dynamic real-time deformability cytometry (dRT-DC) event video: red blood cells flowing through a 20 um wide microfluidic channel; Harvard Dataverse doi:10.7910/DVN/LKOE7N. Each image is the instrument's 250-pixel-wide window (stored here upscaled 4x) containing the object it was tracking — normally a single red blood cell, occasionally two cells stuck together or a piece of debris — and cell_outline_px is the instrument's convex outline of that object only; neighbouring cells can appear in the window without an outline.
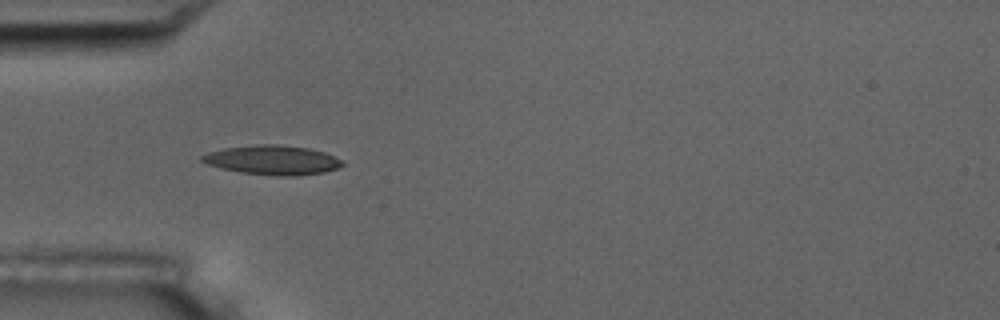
{"species": "common noctule bat (a hibernating species)", "species_latin": "Nyctalus noctula", "temperature_condition": "room temperature", "stored_images_in_passage": 39, "camera_frame_rate_fps": 3000, "um_per_image_px": 0.085, "animal": {"sex": "male", "body_mass_g": 17.5, "forearm_length_mm": 52.3}, "frame": {"image": 1, "passage_image": 1, "time_ms": 0.0, "image_size_px": [1000, 320], "cell_outline_px": [[344, 164], [336, 168], [324, 172], [296, 176], [280, 176], [240, 172], [220, 168], [208, 164], [200, 160], [200, 156], [208, 152], [224, 148], [256, 144], [276, 144], [308, 148], [324, 152], [344, 160]], "centroid_in_image_um": [23.16, 13.6], "position_along_channel_um": 61.8, "area_um2": 24.04}}
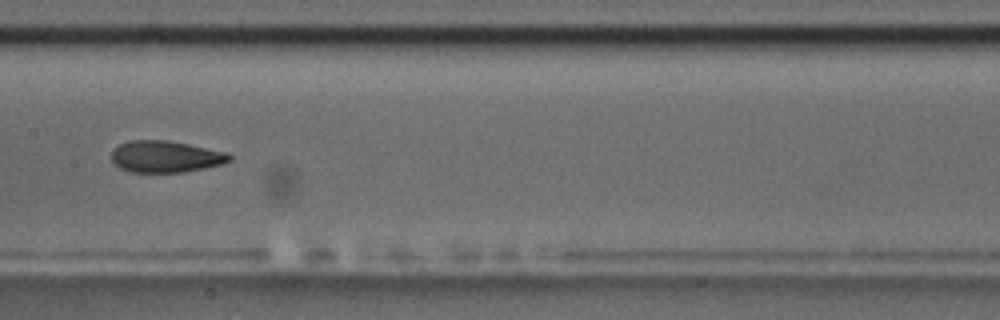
{"frame": {"image": 2, "passage_image": 12, "time_ms": 3.667, "image_size_px": [1000, 320], "cell_outline_px": [[232, 160], [224, 164], [184, 172], [132, 172], [120, 168], [112, 160], [112, 152], [120, 144], [128, 140], [168, 140], [228, 152], [232, 156]], "centroid_in_image_um": [14.12, 13.31], "position_along_channel_um": 193.3, "area_um2": 21.79}}
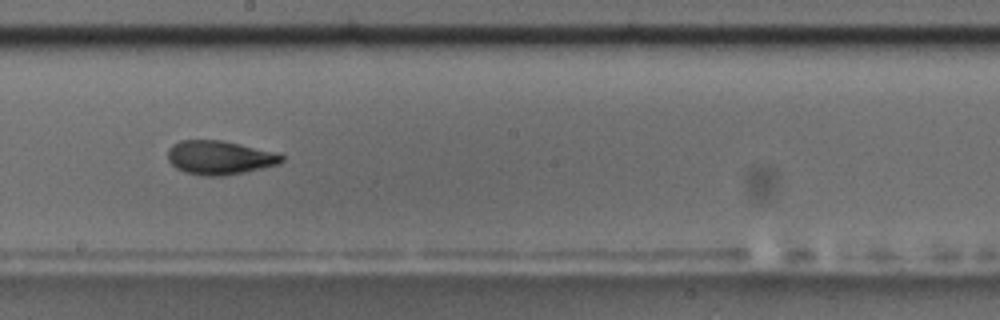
{"frame": {"image": 3, "passage_image": 15, "time_ms": 4.667, "image_size_px": [1000, 320], "cell_outline_px": [[284, 160], [280, 164], [244, 172], [224, 176], [204, 176], [184, 172], [176, 168], [168, 160], [168, 148], [172, 144], [180, 140], [220, 140], [280, 152], [284, 156]], "centroid_in_image_um": [18.69, 13.39], "position_along_channel_um": 229.5, "area_um2": 22.77}, "authors_computed_cell_mechanics": {"area_um2": 22.5998, "velocity_mm_per_s": 3.6385, "shape_relaxation_time_tau1_ms": 5.8686, "shape_relaxation_time_tau2_ms": 2.6041, "deformation_change_tau1": 0.1871, "deformation_change_tau2": 0.0941}}